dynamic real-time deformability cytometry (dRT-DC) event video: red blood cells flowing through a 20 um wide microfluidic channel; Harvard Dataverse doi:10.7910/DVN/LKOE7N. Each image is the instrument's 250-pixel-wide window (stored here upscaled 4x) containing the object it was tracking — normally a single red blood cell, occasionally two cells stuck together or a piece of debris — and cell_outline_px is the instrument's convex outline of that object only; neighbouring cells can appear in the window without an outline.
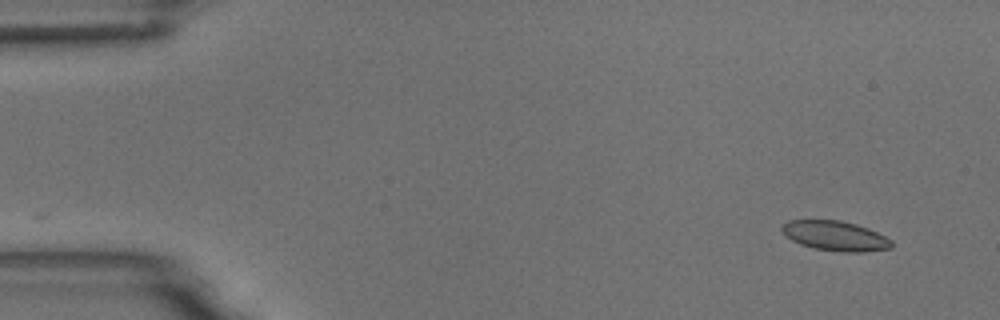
{"species": "common noctule bat (a hibernating species)", "species_latin": "Nyctalus noctula", "temperature_condition": "room temperature", "stored_images_in_passage": 51, "camera_frame_rate_fps": 3000, "um_per_image_px": 0.085, "animal": {"sex": "male", "body_mass_g": 18.8}, "frame": {"image": 1, "passage_image": 1, "time_ms": 0.0, "image_size_px": [1000, 320], "cell_outline_px": [[892, 248], [864, 252], [844, 252], [812, 248], [800, 244], [784, 236], [780, 228], [788, 220], [840, 220], [856, 224], [868, 228], [892, 240]], "centroid_in_image_um": [70.98, 20.05], "position_along_channel_um": 14.0, "area_um2": 19.13}}
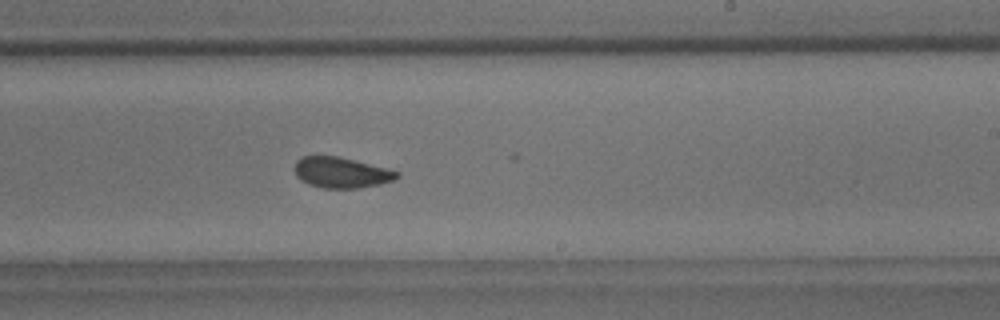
{"frame": {"image": 2, "passage_image": 30, "time_ms": 9.667, "image_size_px": [1000, 320], "cell_outline_px": [[400, 176], [392, 180], [380, 184], [360, 188], [324, 188], [308, 184], [296, 176], [296, 160], [304, 156], [336, 156], [400, 172]], "centroid_in_image_um": [29.0, 14.68], "position_along_channel_um": 260.0, "area_um2": 17.92}}
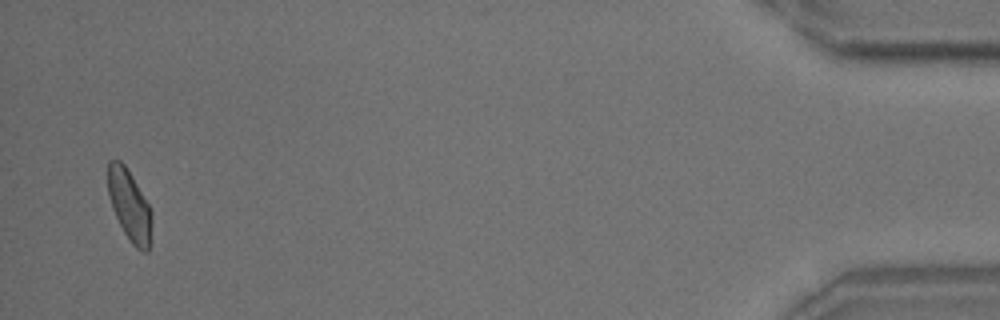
{"frame": {"image": 3, "passage_image": 50, "time_ms": 16.333, "image_size_px": [1000, 320], "cell_outline_px": [[152, 220], [148, 252], [144, 252], [136, 248], [132, 244], [124, 232], [112, 208], [108, 196], [108, 160], [120, 160], [124, 164], [132, 176], [148, 204], [152, 212]], "centroid_in_image_um": [11.0, 17.46], "position_along_channel_um": 424.2, "area_um2": 17.98}, "authors_computed_cell_mechanics": {"area_um2": 18.9006, "velocity_mm_per_s": 3.7265, "shape_relaxation_time_tau1_ms": null, "shape_relaxation_time_tau2_ms": 1.7096, "deformation_change_tau1": null, "deformation_change_tau2": 0.0688}}